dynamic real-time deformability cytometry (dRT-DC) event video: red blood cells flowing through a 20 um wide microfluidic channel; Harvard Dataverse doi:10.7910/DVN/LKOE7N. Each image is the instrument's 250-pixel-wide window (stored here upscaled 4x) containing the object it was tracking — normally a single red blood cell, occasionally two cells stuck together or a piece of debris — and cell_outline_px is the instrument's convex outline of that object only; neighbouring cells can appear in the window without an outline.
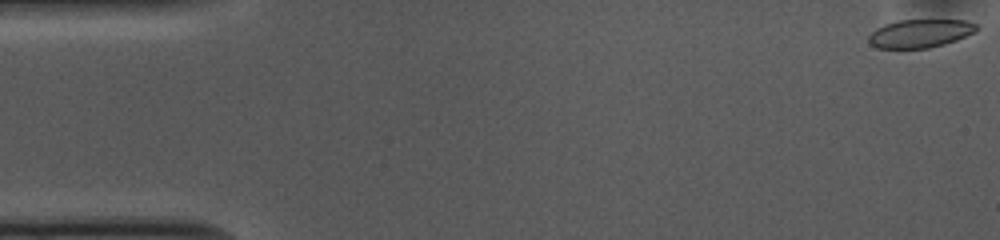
{"species": "common noctule bat (a hibernating species)", "species_latin": "Nyctalus noctula", "temperature_condition": "cold", "stored_images_in_passage": 53, "camera_frame_rate_fps": 3000, "um_per_image_px": 0.085, "animal": {"sex": "female", "body_mass_g": 10.0, "forearm_length_mm": 53.1}, "frame": {"image": 1, "passage_image": 1, "time_ms": 0.0, "image_size_px": [1000, 240], "cell_outline_px": [[980, 28], [976, 32], [956, 40], [944, 44], [928, 48], [876, 48], [868, 44], [868, 36], [876, 28], [884, 24], [900, 20], [964, 20], [980, 24]], "centroid_in_image_um": [78.23, 2.84], "position_along_channel_um": 6.8, "area_um2": 18.03}}
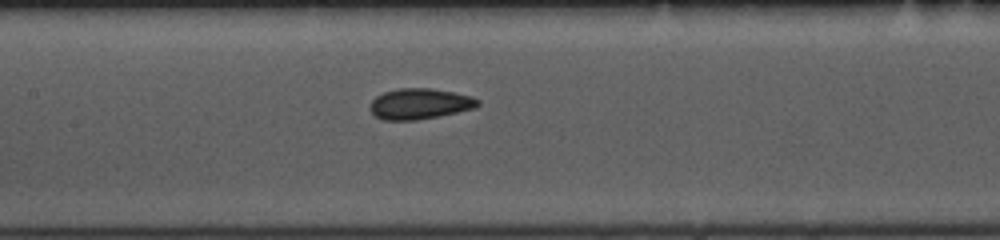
{"frame": {"image": 2, "passage_image": 24, "time_ms": 7.667, "image_size_px": [1000, 240], "cell_outline_px": [[480, 104], [476, 108], [416, 120], [384, 120], [376, 116], [368, 108], [372, 100], [376, 96], [384, 92], [400, 88], [432, 88], [472, 96], [480, 100]], "centroid_in_image_um": [35.67, 8.82], "position_along_channel_um": 171.7, "area_um2": 19.25}}
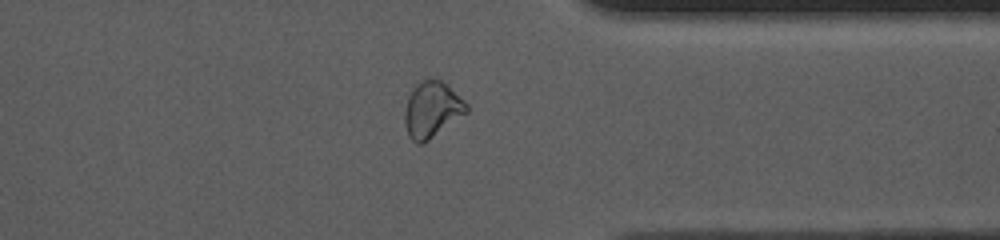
{"frame": {"image": 3, "passage_image": 41, "time_ms": 13.333, "image_size_px": [1000, 240], "cell_outline_px": [[468, 112], [424, 144], [416, 144], [408, 136], [404, 124], [404, 112], [408, 96], [416, 84], [424, 80], [440, 80], [448, 84], [468, 104]], "centroid_in_image_um": [36.71, 9.35], "position_along_channel_um": 374.7, "area_um2": 20.35}, "authors_computed_cell_mechanics": {"area_um2": 19.3052, "velocity_mm_per_s": 3.7105, "shape_relaxation_time_tau1_ms": 7.6624, "shape_relaxation_time_tau2_ms": 2.5372, "deformation_change_tau1": 0.1361, "deformation_change_tau2": 0.0677}}